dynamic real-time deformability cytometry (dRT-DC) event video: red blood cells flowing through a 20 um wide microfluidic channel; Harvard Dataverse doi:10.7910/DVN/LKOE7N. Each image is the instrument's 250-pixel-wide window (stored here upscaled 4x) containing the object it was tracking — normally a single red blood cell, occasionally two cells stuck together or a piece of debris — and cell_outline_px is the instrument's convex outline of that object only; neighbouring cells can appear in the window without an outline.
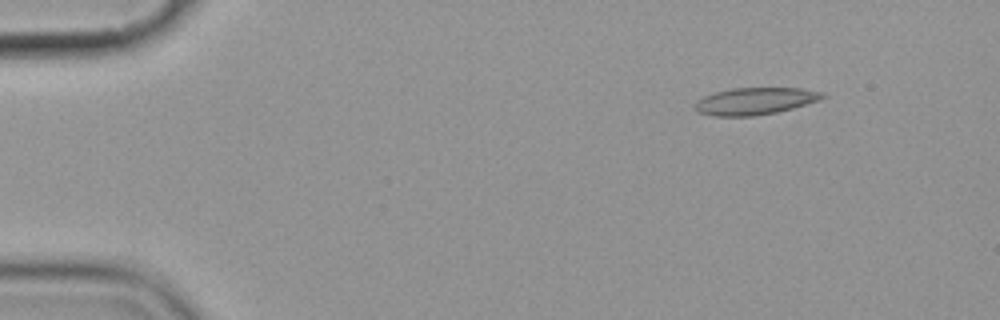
{"species": "common noctule bat (a hibernating species)", "species_latin": "Nyctalus noctula", "temperature_condition": "cold", "stored_images_in_passage": 5, "camera_frame_rate_fps": 3000, "um_per_image_px": 0.085, "animal": {"sex": "female", "body_mass_g": 19.9}, "frame": {"image": 1, "passage_image": 2, "time_ms": 2.0, "image_size_px": [1000, 320], "cell_outline_px": [[828, 96], [820, 100], [792, 108], [776, 112], [756, 116], [712, 116], [700, 112], [696, 108], [696, 104], [704, 96], [716, 92], [732, 88], [800, 88], [824, 92]], "centroid_in_image_um": [64.25, 8.59], "position_along_channel_um": 20.7, "area_um2": 19.94}}
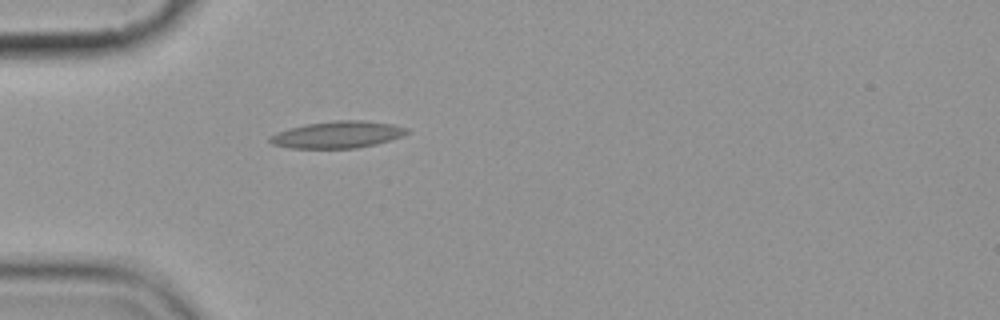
{"frame": {"image": 2, "passage_image": 5, "time_ms": 5.333, "image_size_px": [1000, 320], "cell_outline_px": [[408, 132], [400, 136], [376, 144], [356, 148], [292, 148], [272, 144], [268, 140], [268, 136], [276, 132], [288, 128], [304, 124], [336, 120], [364, 120], [392, 124], [408, 128]], "centroid_in_image_um": [28.63, 11.43], "position_along_channel_um": 56.4, "area_um2": 21.44}}